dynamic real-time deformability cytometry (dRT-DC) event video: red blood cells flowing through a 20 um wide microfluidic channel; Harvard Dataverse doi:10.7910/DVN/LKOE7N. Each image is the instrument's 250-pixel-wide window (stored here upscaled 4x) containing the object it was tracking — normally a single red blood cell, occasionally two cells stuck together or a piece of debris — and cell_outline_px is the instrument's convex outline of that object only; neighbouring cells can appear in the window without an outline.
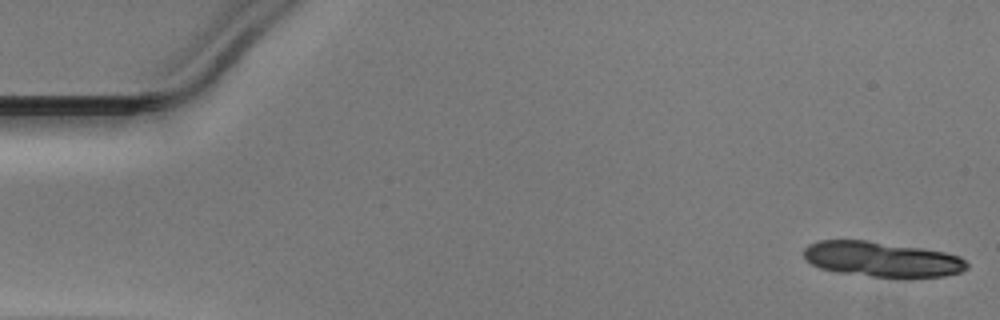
{"species": "Egyptian fruit bat (a non-hibernating species)", "species_latin": "Rousettus aegyptiacus", "temperature_condition": "warm", "stored_images_in_passage": 12, "camera_frame_rate_fps": 3000, "um_per_image_px": 0.085, "animal": {"sex": "male"}, "frame": {"image": 1, "passage_image": 1, "time_ms": 0.0, "image_size_px": [1000, 320], "cell_outline_px": [[968, 268], [960, 272], [944, 276], [908, 280], [900, 280], [836, 272], [820, 268], [812, 264], [804, 256], [804, 248], [808, 244], [820, 240], [868, 240], [920, 248], [944, 252], [960, 256], [968, 264]], "centroid_in_image_um": [75.0, 22.07], "position_along_channel_um": 10.0, "area_um2": 34.28}}